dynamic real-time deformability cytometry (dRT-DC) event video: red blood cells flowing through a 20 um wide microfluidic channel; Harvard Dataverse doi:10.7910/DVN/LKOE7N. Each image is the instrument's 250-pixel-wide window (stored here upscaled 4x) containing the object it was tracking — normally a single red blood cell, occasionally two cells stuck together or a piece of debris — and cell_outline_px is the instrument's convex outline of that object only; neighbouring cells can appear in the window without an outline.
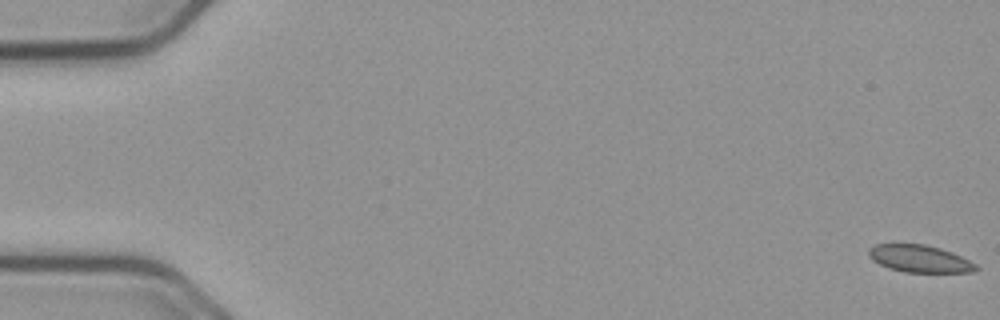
{"species": "common noctule bat (a hibernating species)", "species_latin": "Nyctalus noctula", "temperature_condition": "cold", "stored_images_in_passage": 56, "camera_frame_rate_fps": 3000, "um_per_image_px": 0.085, "animal": {"sex": "male", "body_mass_g": 23.1, "forearm_length_mm": 52.7}, "frame": {"image": 1, "passage_image": 1, "time_ms": 0.0, "image_size_px": [1000, 320], "cell_outline_px": [[980, 268], [972, 272], [904, 272], [888, 268], [872, 260], [868, 256], [868, 248], [876, 244], [924, 244], [940, 248], [952, 252], [976, 264]], "centroid_in_image_um": [78.15, 21.99], "position_along_channel_um": 6.9, "area_um2": 17.05}}
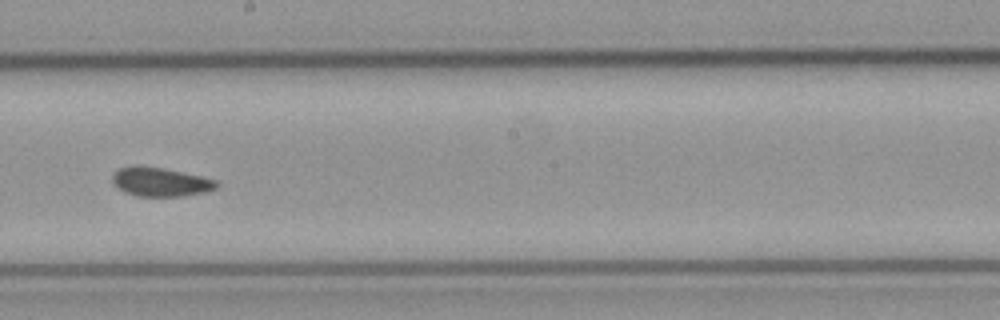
{"frame": {"image": 2, "passage_image": 32, "time_ms": 10.333, "image_size_px": [1000, 320], "cell_outline_px": [[220, 184], [216, 188], [208, 192], [184, 196], [136, 196], [124, 192], [112, 184], [112, 172], [120, 168], [136, 164], [140, 164], [164, 168], [200, 176], [216, 180]], "centroid_in_image_um": [13.6, 15.45], "position_along_channel_um": 234.6, "area_um2": 17.98}}
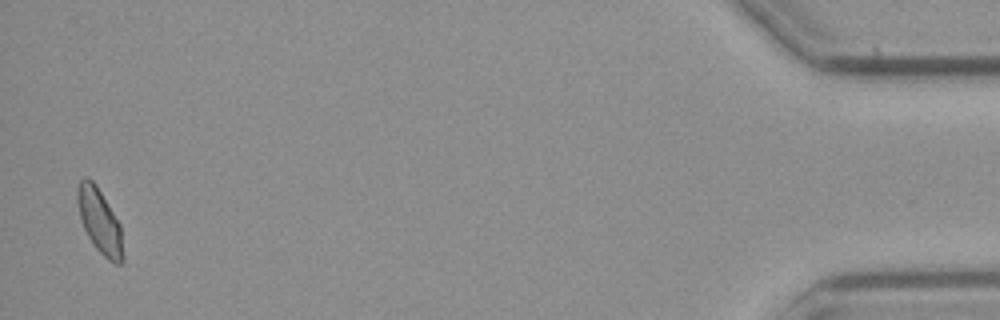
{"frame": {"image": 3, "passage_image": 55, "time_ms": 18.0, "image_size_px": [1000, 320], "cell_outline_px": [[124, 260], [120, 264], [116, 264], [108, 260], [92, 244], [84, 228], [80, 216], [76, 200], [76, 188], [80, 180], [84, 176], [88, 176], [96, 184], [120, 224], [124, 256]], "centroid_in_image_um": [8.46, 18.78], "position_along_channel_um": 426.7, "area_um2": 17.28}, "authors_computed_cell_mechanics": {"area_um2": 17.7157, "velocity_mm_per_s": 3.7289, "shape_relaxation_time_tau1_ms": null, "shape_relaxation_time_tau2_ms": 6.0226, "deformation_change_tau1": null, "deformation_change_tau2": 0.0633}}